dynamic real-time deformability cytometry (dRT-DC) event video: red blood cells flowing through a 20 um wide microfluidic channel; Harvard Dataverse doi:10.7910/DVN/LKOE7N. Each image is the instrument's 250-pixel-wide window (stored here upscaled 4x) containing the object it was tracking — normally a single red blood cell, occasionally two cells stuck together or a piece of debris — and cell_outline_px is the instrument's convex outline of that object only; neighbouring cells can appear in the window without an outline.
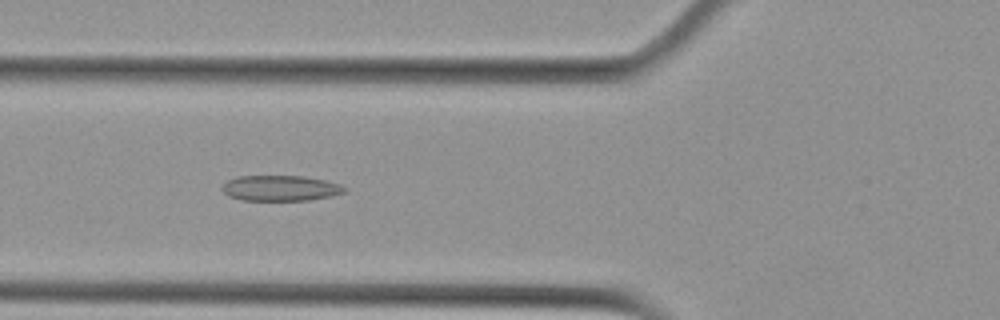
{"species": "Egyptian fruit bat (a non-hibernating species)", "species_latin": "Rousettus aegyptiacus", "temperature_condition": "cold", "stored_images_in_passage": 45, "camera_frame_rate_fps": 3000, "um_per_image_px": 0.085, "animal": {"sex": "female"}, "frame": {"image": 1, "passage_image": 11, "time_ms": 3.333, "image_size_px": [1000, 320], "cell_outline_px": [[348, 192], [332, 196], [308, 200], [240, 200], [228, 196], [220, 188], [228, 180], [236, 176], [304, 176], [324, 180], [340, 184], [348, 188]], "centroid_in_image_um": [23.86, 15.99], "position_along_channel_um": 101.9, "area_um2": 18.38}}
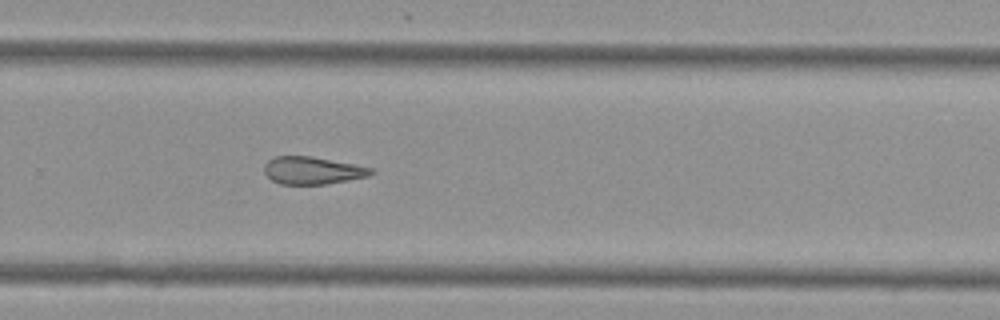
{"frame": {"image": 2, "passage_image": 27, "time_ms": 8.667, "image_size_px": [1000, 320], "cell_outline_px": [[376, 172], [368, 176], [328, 184], [280, 184], [272, 180], [264, 172], [264, 164], [272, 156], [312, 156], [372, 168]], "centroid_in_image_um": [26.54, 14.49], "position_along_channel_um": 303.3, "area_um2": 17.11}}
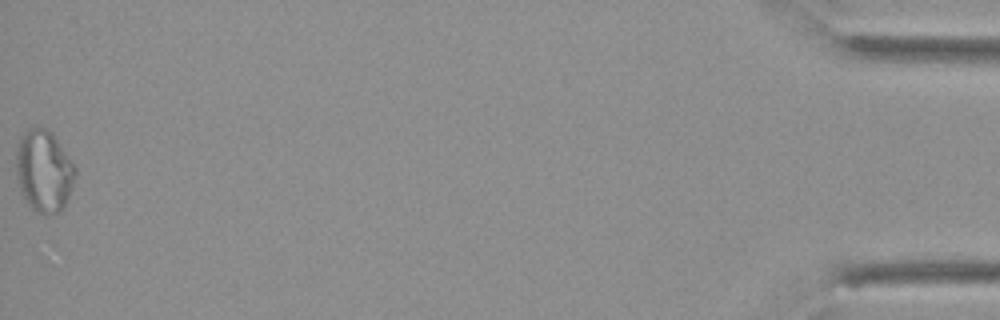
{"frame": {"image": 3, "passage_image": 45, "time_ms": 14.667, "image_size_px": [1000, 320], "cell_outline_px": [[76, 172], [64, 208], [60, 212], [44, 216], [36, 212], [28, 204], [20, 192], [16, 176], [16, 152], [20, 136], [28, 128], [44, 128], [52, 132], [76, 168]], "centroid_in_image_um": [3.71, 14.56], "position_along_channel_um": 431.5, "area_um2": 28.32}, "authors_computed_cell_mechanics": {"area_um2": 19.7098, "velocity_mm_per_s": 3.7871, "shape_relaxation_time_tau1_ms": null, "shape_relaxation_time_tau2_ms": 3.6914, "deformation_change_tau1": null, "deformation_change_tau2": 0.119}}